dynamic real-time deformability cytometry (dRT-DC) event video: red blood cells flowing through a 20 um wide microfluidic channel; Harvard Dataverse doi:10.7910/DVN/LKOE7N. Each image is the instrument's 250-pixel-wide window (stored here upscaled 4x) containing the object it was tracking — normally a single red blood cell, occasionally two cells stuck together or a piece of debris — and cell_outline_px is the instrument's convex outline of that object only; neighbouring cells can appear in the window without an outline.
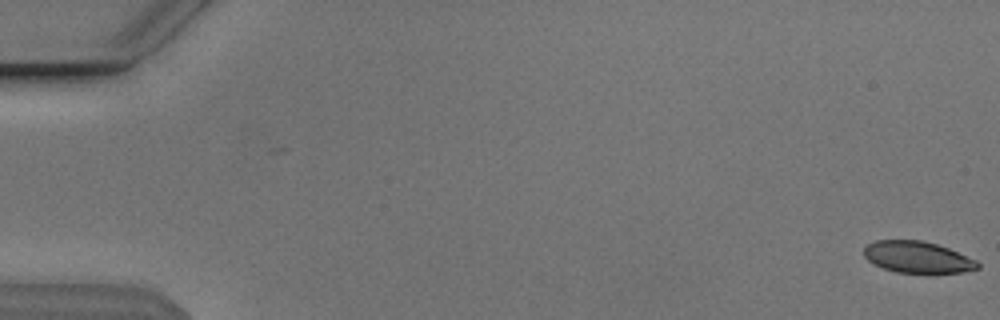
{"species": "Egyptian fruit bat (a non-hibernating species)", "species_latin": "Rousettus aegyptiacus", "temperature_condition": "cold", "stored_images_in_passage": 55, "camera_frame_rate_fps": 3000, "um_per_image_px": 0.085, "animal": {"sex": "male"}, "frame": {"image": 1, "passage_image": 1, "time_ms": 0.0, "image_size_px": [1000, 320], "cell_outline_px": [[980, 268], [964, 272], [896, 272], [884, 268], [868, 260], [864, 256], [864, 248], [868, 244], [876, 240], [920, 240], [936, 244], [948, 248], [976, 260], [980, 264]], "centroid_in_image_um": [77.99, 21.85], "position_along_channel_um": 7.0, "area_um2": 20.58}}
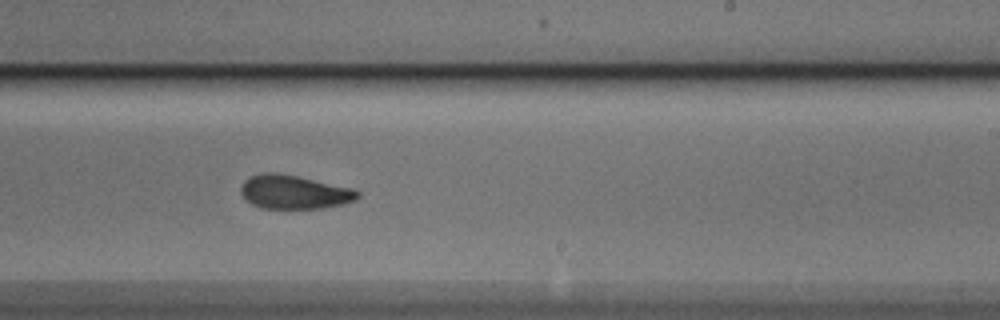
{"frame": {"image": 2, "passage_image": 34, "time_ms": 11.0, "image_size_px": [1000, 320], "cell_outline_px": [[360, 196], [356, 200], [344, 204], [324, 208], [260, 208], [244, 200], [240, 192], [240, 188], [244, 180], [252, 176], [264, 172], [276, 172], [296, 176], [352, 188], [360, 192]], "centroid_in_image_um": [24.99, 16.33], "position_along_channel_um": 264.0, "area_um2": 23.06}}
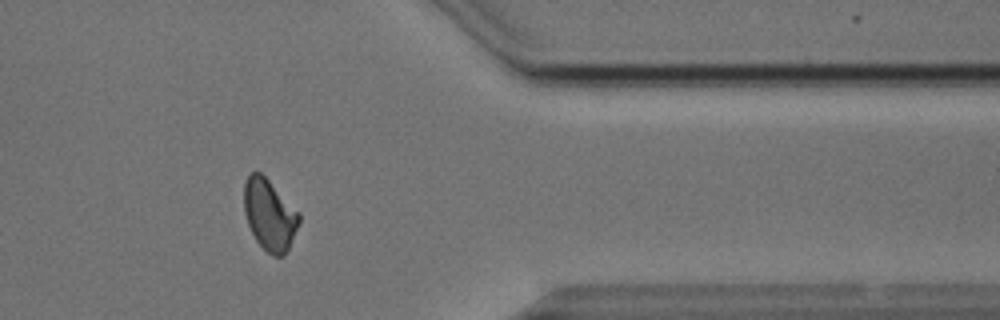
{"frame": {"image": 3, "passage_image": 45, "time_ms": 14.667, "image_size_px": [1000, 320], "cell_outline_px": [[300, 220], [288, 248], [284, 256], [272, 256], [256, 240], [248, 224], [244, 212], [244, 180], [252, 172], [260, 172], [300, 212]], "centroid_in_image_um": [22.9, 18.24], "position_along_channel_um": 388.5, "area_um2": 22.54}, "authors_computed_cell_mechanics": {"area_um2": 23.0622, "velocity_mm_per_s": 3.8221, "shape_relaxation_time_tau1_ms": 6.1956, "shape_relaxation_time_tau2_ms": 1.7508, "deformation_change_tau1": 0.1637, "deformation_change_tau2": 0.078}}